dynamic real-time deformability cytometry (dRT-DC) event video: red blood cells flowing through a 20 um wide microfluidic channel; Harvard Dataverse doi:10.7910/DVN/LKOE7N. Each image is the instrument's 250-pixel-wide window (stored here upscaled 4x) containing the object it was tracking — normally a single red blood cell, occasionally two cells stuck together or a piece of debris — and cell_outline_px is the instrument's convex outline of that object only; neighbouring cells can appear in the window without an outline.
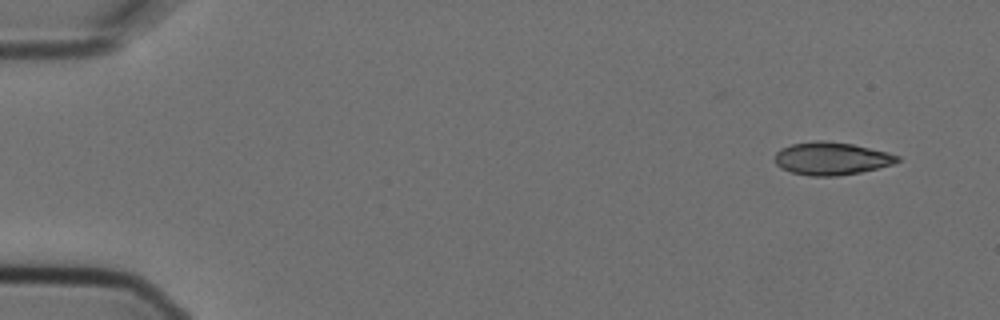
{"species": "Egyptian fruit bat (a non-hibernating species)", "species_latin": "Rousettus aegyptiacus", "temperature_condition": "cold", "stored_images_in_passage": 4, "camera_frame_rate_fps": 3000, "um_per_image_px": 0.085, "animal": {"sex": "female"}, "frame": {"image": 1, "passage_image": 1, "time_ms": 0.0, "image_size_px": [1000, 320], "cell_outline_px": [[900, 160], [892, 164], [860, 172], [836, 176], [812, 176], [792, 172], [780, 168], [776, 164], [776, 152], [780, 148], [792, 144], [816, 140], [824, 140], [852, 144], [888, 152], [900, 156]], "centroid_in_image_um": [70.66, 13.46], "position_along_channel_um": 14.3, "area_um2": 23.29}}
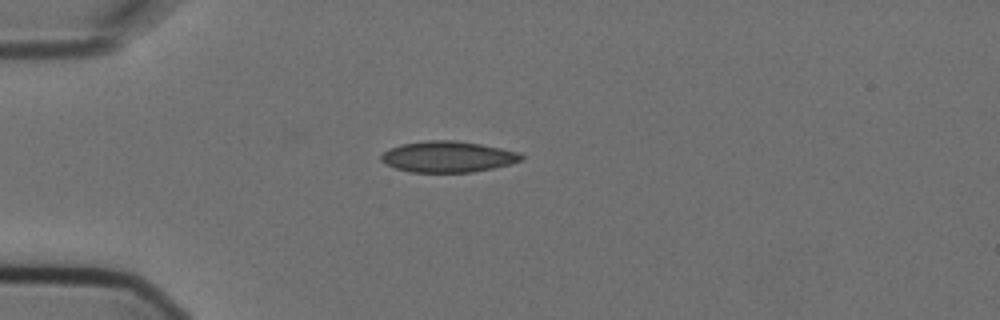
{"frame": {"image": 2, "passage_image": 4, "time_ms": 1.0, "image_size_px": [1000, 320], "cell_outline_px": [[524, 160], [512, 164], [472, 172], [408, 172], [396, 168], [380, 160], [380, 156], [388, 148], [400, 144], [428, 140], [456, 140], [480, 144], [500, 148], [516, 152], [524, 156]], "centroid_in_image_um": [38.06, 13.32], "position_along_channel_um": 46.9, "area_um2": 25.37}}